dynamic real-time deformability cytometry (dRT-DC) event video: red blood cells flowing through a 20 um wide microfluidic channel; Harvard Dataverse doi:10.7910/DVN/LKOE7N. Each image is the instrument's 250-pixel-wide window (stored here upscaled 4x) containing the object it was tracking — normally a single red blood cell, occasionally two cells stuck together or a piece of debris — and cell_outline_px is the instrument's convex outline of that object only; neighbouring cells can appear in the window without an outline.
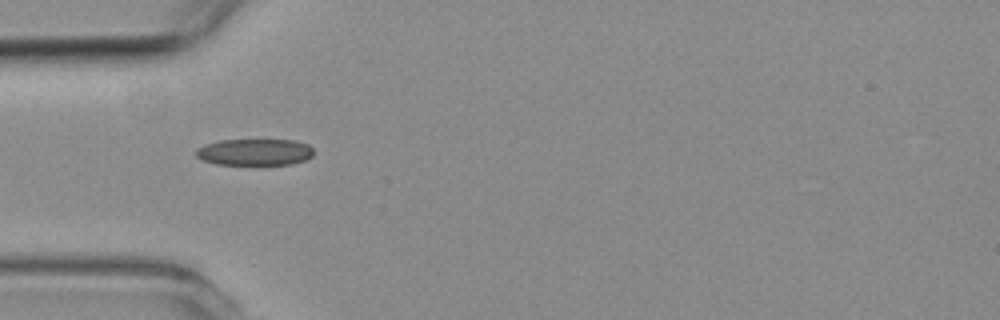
{"species": "common noctule bat (a hibernating species)", "species_latin": "Nyctalus noctula", "temperature_condition": "room temperature", "stored_images_in_passage": 4, "camera_frame_rate_fps": 3000, "um_per_image_px": 0.085, "animal": {"sex": "female", "body_mass_g": 19.3, "forearm_length_mm": 54.1}, "frame": {"image": 1, "passage_image": 1, "time_ms": 0.0, "image_size_px": [1000, 320], "cell_outline_px": [[312, 156], [304, 160], [292, 164], [216, 164], [200, 160], [196, 156], [196, 148], [204, 144], [220, 140], [292, 140], [308, 144], [312, 148]], "centroid_in_image_um": [21.6, 12.92], "position_along_channel_um": 63.4, "area_um2": 18.21}}
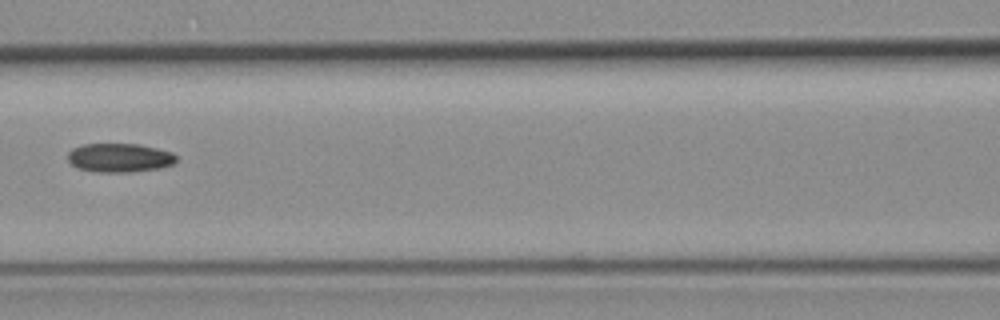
{"frame": {"image": 2, "passage_image": 3, "time_ms": 2.333, "image_size_px": [1000, 320], "cell_outline_px": [[176, 164], [160, 168], [132, 172], [96, 172], [76, 168], [68, 160], [68, 152], [72, 148], [84, 144], [140, 144], [172, 152], [176, 156]], "centroid_in_image_um": [10.17, 13.41], "position_along_channel_um": 156.4, "area_um2": 18.44}}
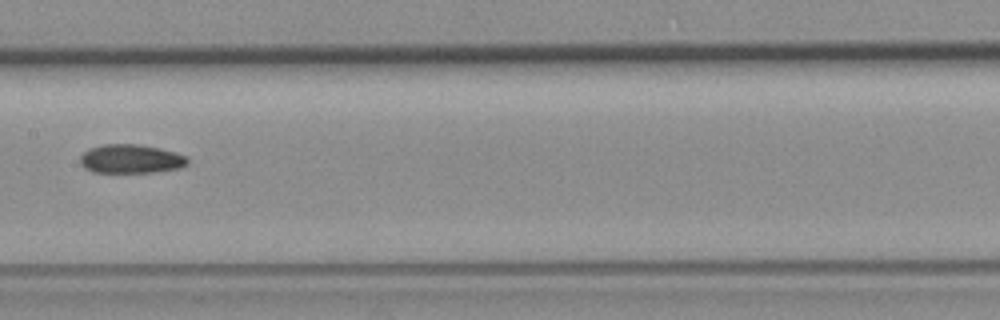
{"frame": {"image": 3, "passage_image": 4, "time_ms": 3.333, "image_size_px": [1000, 320], "cell_outline_px": [[188, 164], [180, 168], [152, 172], [92, 172], [84, 168], [80, 164], [80, 156], [88, 148], [104, 144], [136, 144], [176, 152], [184, 156], [188, 160]], "centroid_in_image_um": [11.08, 13.51], "position_along_channel_um": 196.3, "area_um2": 17.98}}